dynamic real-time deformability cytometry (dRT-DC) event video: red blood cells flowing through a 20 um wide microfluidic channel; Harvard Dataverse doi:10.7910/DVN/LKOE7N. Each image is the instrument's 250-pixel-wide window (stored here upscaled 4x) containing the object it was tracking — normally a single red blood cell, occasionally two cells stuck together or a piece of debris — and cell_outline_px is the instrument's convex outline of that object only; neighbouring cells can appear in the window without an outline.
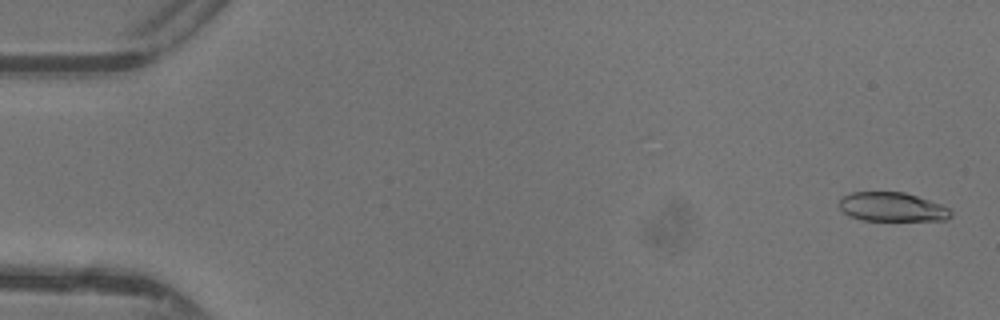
{"species": "common noctule bat (a hibernating species)", "species_latin": "Nyctalus noctula", "temperature_condition": "warm", "stored_images_in_passage": 48, "camera_frame_rate_fps": 3000, "um_per_image_px": 0.085, "animal": {"sex": "female"}, "frame": {"image": 1, "passage_image": 2, "time_ms": 0.333, "image_size_px": [1000, 320], "cell_outline_px": [[952, 216], [944, 220], [860, 220], [848, 216], [840, 208], [840, 200], [844, 196], [852, 192], [904, 192], [940, 204], [948, 208], [952, 212]], "centroid_in_image_um": [75.81, 17.6], "position_along_channel_um": 9.2, "area_um2": 18.73}}
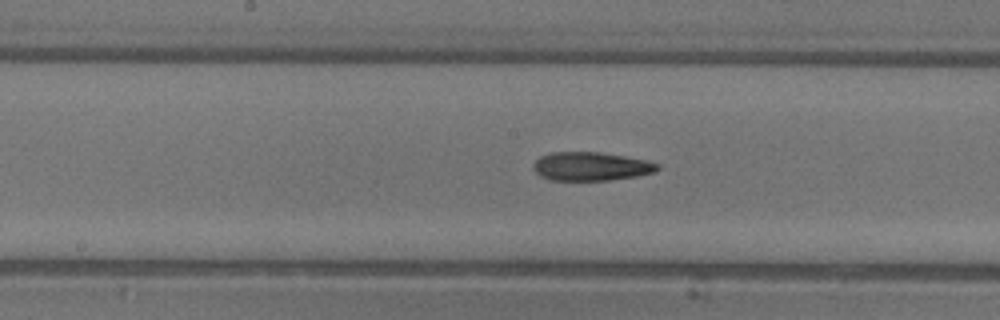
{"frame": {"image": 2, "passage_image": 25, "time_ms": 8.0, "image_size_px": [1000, 320], "cell_outline_px": [[660, 168], [656, 172], [636, 176], [608, 180], [548, 180], [540, 176], [532, 168], [532, 164], [540, 156], [552, 152], [600, 152], [624, 156], [644, 160], [660, 164]], "centroid_in_image_um": [50.21, 14.14], "position_along_channel_um": 198.0, "area_um2": 20.75}}
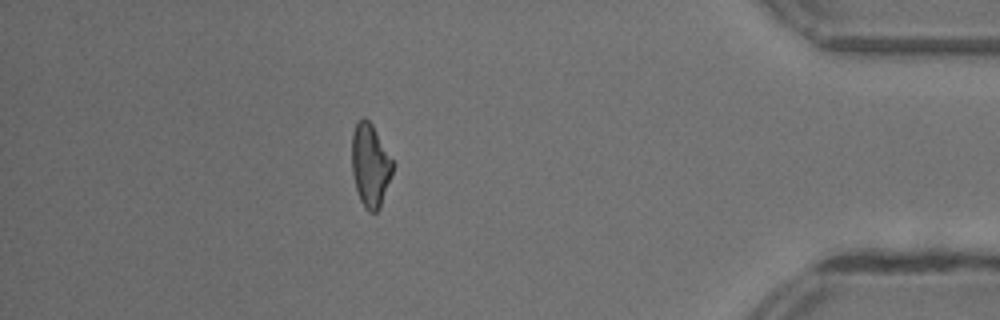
{"frame": {"image": 3, "passage_image": 42, "time_ms": 13.667, "image_size_px": [1000, 320], "cell_outline_px": [[396, 164], [380, 208], [376, 212], [368, 212], [364, 208], [360, 200], [356, 188], [352, 172], [352, 132], [356, 124], [364, 116], [372, 124]], "centroid_in_image_um": [31.5, 14.06], "position_along_channel_um": 403.7, "area_um2": 20.06}, "authors_computed_cell_mechanics": {"area_um2": 20.6346, "velocity_mm_per_s": 4.4314, "shape_relaxation_time_tau1_ms": 10.2945, "shape_relaxation_time_tau2_ms": 4.5746, "deformation_change_tau1": 0.2991, "deformation_change_tau2": 0.1564}}